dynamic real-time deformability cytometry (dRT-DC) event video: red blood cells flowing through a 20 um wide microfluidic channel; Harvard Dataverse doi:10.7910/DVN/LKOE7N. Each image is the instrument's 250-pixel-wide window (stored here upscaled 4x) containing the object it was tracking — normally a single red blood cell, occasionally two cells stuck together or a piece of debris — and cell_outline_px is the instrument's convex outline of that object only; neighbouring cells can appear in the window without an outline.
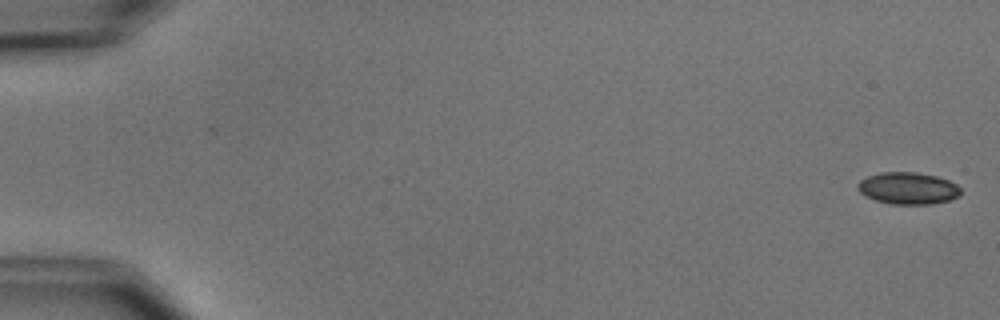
{"species": "common noctule bat (a hibernating species)", "species_latin": "Nyctalus noctula", "temperature_condition": "cold", "stored_images_in_passage": 9, "camera_frame_rate_fps": 3000, "um_per_image_px": 0.085, "animal": {"sex": "male", "body_mass_g": 15.6}, "frame": {"image": 1, "passage_image": 1, "time_ms": 0.0, "image_size_px": [1000, 320], "cell_outline_px": [[960, 196], [948, 200], [932, 204], [892, 204], [876, 200], [864, 196], [856, 188], [856, 184], [860, 180], [868, 176], [880, 172], [916, 172], [936, 176], [948, 180], [956, 184], [960, 188]], "centroid_in_image_um": [77.15, 16.0], "position_along_channel_um": 7.8, "area_um2": 19.25}}
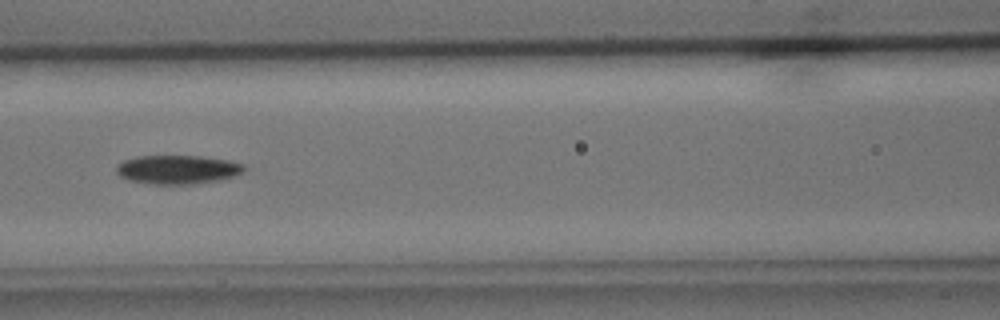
{"frame": {"image": 2, "passage_image": 7, "time_ms": 8.0, "image_size_px": [1000, 320], "cell_outline_px": [[244, 172], [220, 180], [192, 184], [152, 184], [128, 180], [120, 176], [116, 172], [116, 164], [124, 160], [136, 156], [200, 156], [228, 160], [244, 164]], "centroid_in_image_um": [15.06, 14.41], "position_along_channel_um": 151.5, "area_um2": 21.5}}
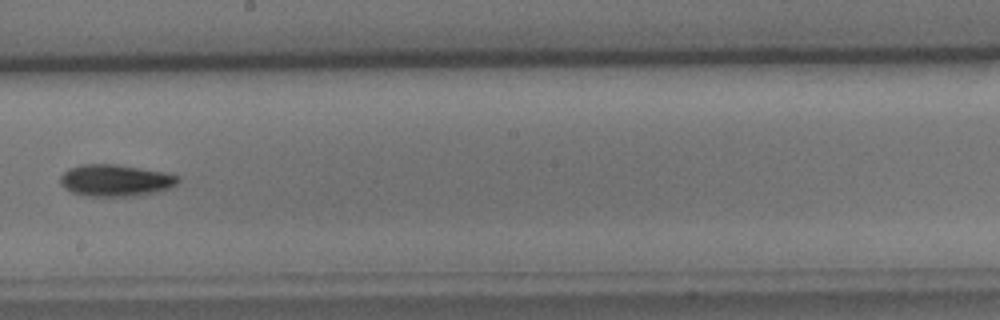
{"frame": {"image": 3, "passage_image": 9, "time_ms": 10.333, "image_size_px": [1000, 320], "cell_outline_px": [[180, 180], [172, 188], [160, 192], [140, 196], [88, 196], [72, 192], [64, 188], [60, 184], [60, 176], [68, 168], [84, 164], [116, 164], [164, 172], [180, 176]], "centroid_in_image_um": [9.85, 15.34], "position_along_channel_um": 238.3, "area_um2": 22.14}}